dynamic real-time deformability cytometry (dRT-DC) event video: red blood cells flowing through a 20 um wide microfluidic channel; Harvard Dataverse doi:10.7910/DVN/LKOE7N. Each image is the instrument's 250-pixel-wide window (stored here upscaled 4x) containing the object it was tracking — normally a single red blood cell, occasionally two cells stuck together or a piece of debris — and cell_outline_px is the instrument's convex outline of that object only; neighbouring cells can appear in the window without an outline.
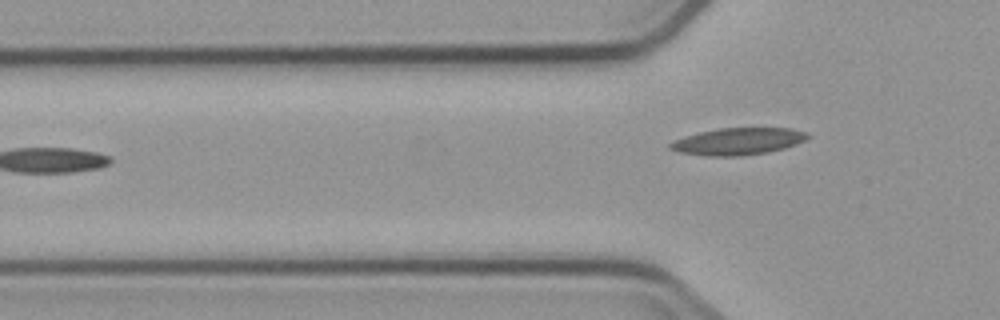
{"species": "common noctule bat (a hibernating species)", "species_latin": "Nyctalus noctula", "temperature_condition": "cold", "stored_images_in_passage": 3, "camera_frame_rate_fps": 3000, "um_per_image_px": 0.085, "animal": {"sex": "male", "body_mass_g": 23.1, "forearm_length_mm": 52.7}, "frame": {"image": 1, "passage_image": 3, "time_ms": 2.333, "image_size_px": [1000, 320], "cell_outline_px": [[812, 136], [796, 144], [784, 148], [768, 152], [740, 156], [708, 156], [680, 152], [668, 148], [668, 144], [684, 136], [700, 132], [720, 128], [792, 128], [808, 132]], "centroid_in_image_um": [62.76, 12.01], "position_along_channel_um": 63.0, "area_um2": 21.62}}